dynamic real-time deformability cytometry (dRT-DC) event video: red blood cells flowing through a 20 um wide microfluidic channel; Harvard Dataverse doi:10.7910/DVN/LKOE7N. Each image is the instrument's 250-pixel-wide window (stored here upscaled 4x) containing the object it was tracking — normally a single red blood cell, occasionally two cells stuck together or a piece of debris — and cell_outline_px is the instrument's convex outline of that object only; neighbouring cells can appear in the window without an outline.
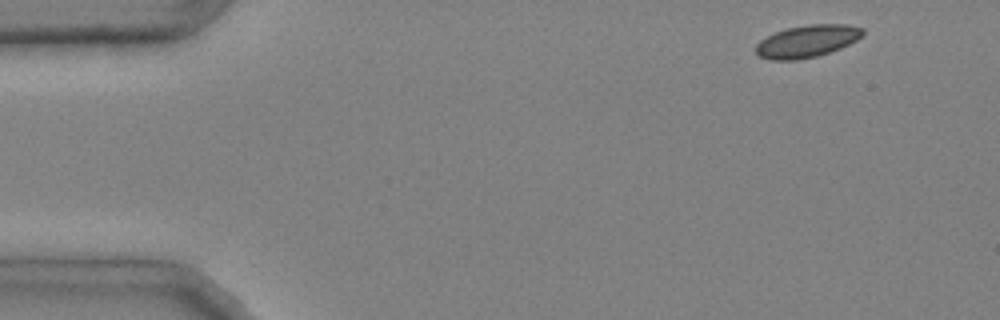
{"species": "common noctule bat (a hibernating species)", "species_latin": "Nyctalus noctula", "temperature_condition": "cold", "stored_images_in_passage": 41, "camera_frame_rate_fps": 3000, "um_per_image_px": 0.085, "animal": {"sex": "male", "body_mass_g": 20.4}, "frame": {"image": 1, "passage_image": 2, "time_ms": 0.333, "image_size_px": [1000, 320], "cell_outline_px": [[864, 32], [856, 40], [840, 48], [816, 56], [796, 60], [772, 60], [760, 56], [756, 52], [756, 44], [760, 40], [776, 32], [788, 28], [808, 24], [848, 24], [864, 28]], "centroid_in_image_um": [68.61, 3.49], "position_along_channel_um": 16.4, "area_um2": 19.88}}
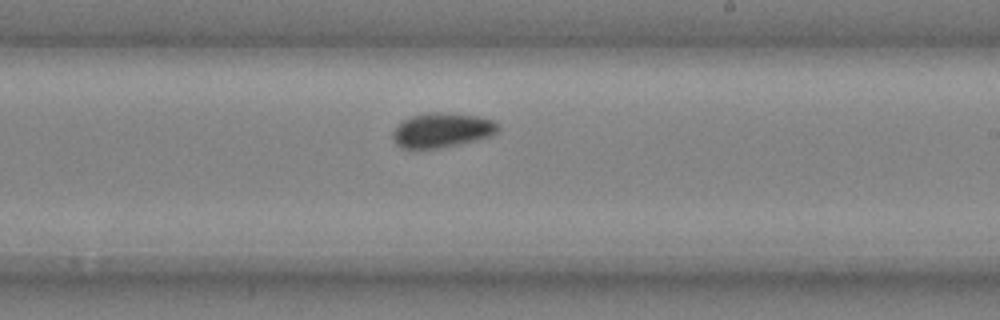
{"frame": {"image": 2, "passage_image": 27, "time_ms": 8.667, "image_size_px": [1000, 320], "cell_outline_px": [[500, 128], [496, 132], [488, 136], [476, 140], [460, 144], [440, 148], [416, 152], [400, 148], [392, 140], [392, 132], [404, 120], [412, 116], [428, 112], [444, 112], [480, 116], [496, 120], [500, 124]], "centroid_in_image_um": [37.54, 11.1], "position_along_channel_um": 251.5, "area_um2": 21.96}}
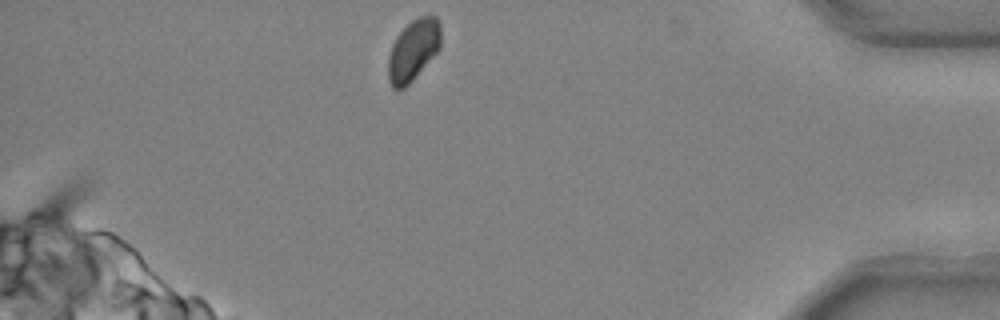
{"frame": {"image": 3, "passage_image": 41, "time_ms": 13.333, "image_size_px": [1000, 320], "cell_outline_px": [[440, 48], [412, 80], [404, 88], [392, 88], [388, 80], [388, 56], [392, 44], [396, 36], [412, 20], [420, 16], [436, 16], [440, 20]], "centroid_in_image_um": [35.11, 4.25], "position_along_channel_um": 400.1, "area_um2": 18.61}, "authors_computed_cell_mechanics": {"area_um2": 20.23, "velocity_mm_per_s": 3.971, "shape_relaxation_time_tau1_ms": 8.5454, "shape_relaxation_time_tau2_ms": null, "deformation_change_tau1": 0.1291, "deformation_change_tau2": null}}